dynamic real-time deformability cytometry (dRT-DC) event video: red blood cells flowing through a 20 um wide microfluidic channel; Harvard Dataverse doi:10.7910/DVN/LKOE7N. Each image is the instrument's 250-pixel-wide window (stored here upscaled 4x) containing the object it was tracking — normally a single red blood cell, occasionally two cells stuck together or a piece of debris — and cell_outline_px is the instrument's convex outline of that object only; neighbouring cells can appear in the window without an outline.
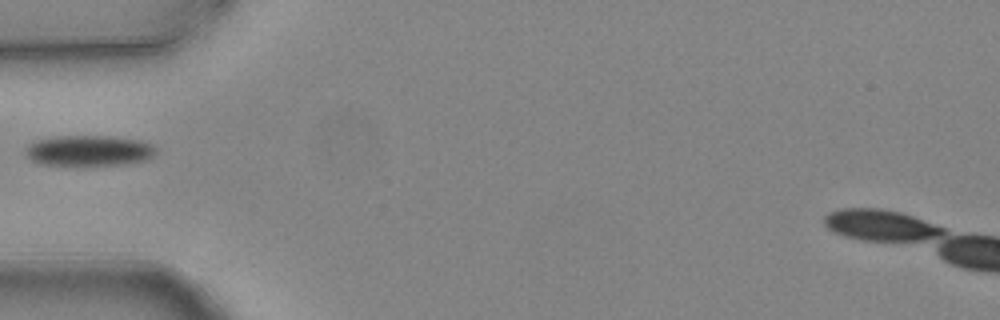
{"species": "common noctule bat (a hibernating species)", "species_latin": "Nyctalus noctula", "temperature_condition": "warm", "stored_images_in_passage": 5, "camera_frame_rate_fps": 3000, "um_per_image_px": 0.085, "animal": {"sex": "female", "body_mass_g": 24.6, "forearm_length_mm": 56.2}, "frame": {"image": 1, "passage_image": 5, "time_ms": 1.333, "image_size_px": [1000, 320], "cell_outline_px": [[156, 152], [148, 160], [124, 164], [84, 168], [76, 168], [40, 164], [32, 160], [24, 152], [24, 148], [28, 144], [36, 140], [56, 136], [108, 136], [140, 140], [156, 148]], "centroid_in_image_um": [7.5, 12.86], "position_along_channel_um": 77.5, "area_um2": 24.33}}